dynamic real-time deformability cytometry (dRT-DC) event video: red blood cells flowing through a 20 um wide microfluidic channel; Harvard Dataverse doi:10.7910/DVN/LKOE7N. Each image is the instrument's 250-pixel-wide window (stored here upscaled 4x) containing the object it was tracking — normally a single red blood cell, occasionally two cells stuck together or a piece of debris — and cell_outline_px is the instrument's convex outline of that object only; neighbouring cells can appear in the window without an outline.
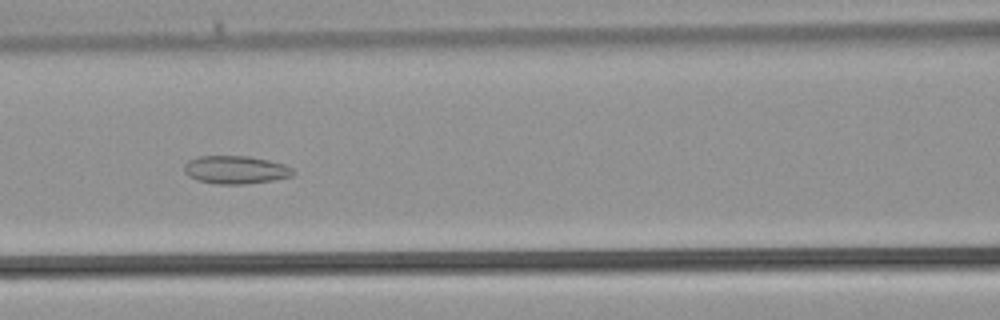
{"species": "common noctule bat (a hibernating species)", "species_latin": "Nyctalus noctula", "temperature_condition": "warm", "stored_images_in_passage": 33, "camera_frame_rate_fps": 3000, "um_per_image_px": 0.085, "animal": {"sex": "male", "body_mass_g": 21.5, "forearm_length_mm": 52.0}, "frame": {"image": 1, "passage_image": 10, "time_ms": 3.0, "image_size_px": [1000, 320], "cell_outline_px": [[296, 172], [292, 176], [272, 180], [244, 184], [216, 184], [196, 180], [188, 176], [184, 172], [184, 164], [188, 160], [200, 156], [248, 156], [268, 160], [284, 164], [292, 168]], "centroid_in_image_um": [20.01, 14.43], "position_along_channel_um": 146.6, "area_um2": 17.86}}
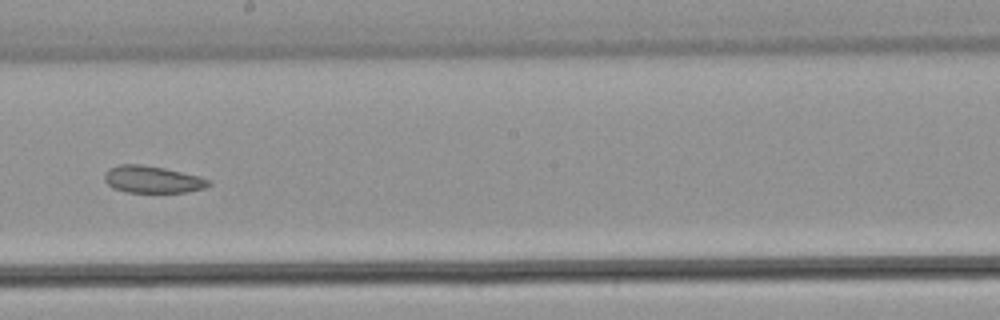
{"frame": {"image": 2, "passage_image": 15, "time_ms": 4.667, "image_size_px": [1000, 320], "cell_outline_px": [[212, 184], [204, 188], [188, 192], [124, 192], [112, 188], [104, 180], [104, 172], [108, 168], [120, 164], [140, 164], [164, 168], [200, 176], [212, 180]], "centroid_in_image_um": [12.95, 15.25], "position_along_channel_um": 235.2, "area_um2": 16.65}}
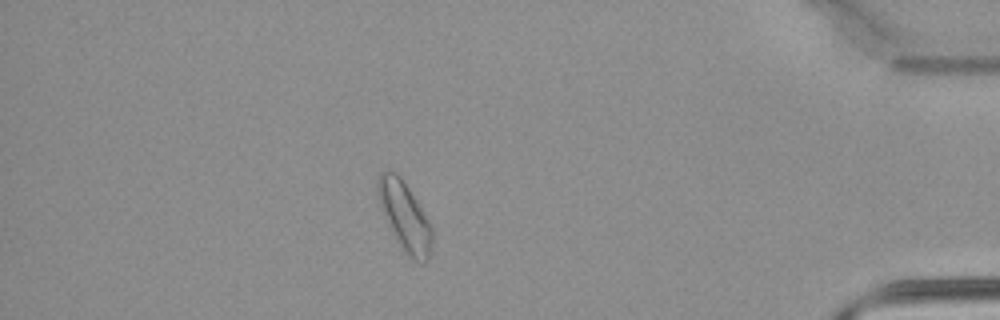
{"frame": {"image": 3, "passage_image": 27, "time_ms": 8.667, "image_size_px": [1000, 320], "cell_outline_px": [[432, 244], [428, 260], [420, 264], [412, 260], [400, 248], [388, 228], [380, 208], [376, 192], [376, 180], [380, 172], [388, 168], [396, 172], [400, 176], [432, 224]], "centroid_in_image_um": [34.36, 18.39], "position_along_channel_um": 400.8, "area_um2": 22.6}}